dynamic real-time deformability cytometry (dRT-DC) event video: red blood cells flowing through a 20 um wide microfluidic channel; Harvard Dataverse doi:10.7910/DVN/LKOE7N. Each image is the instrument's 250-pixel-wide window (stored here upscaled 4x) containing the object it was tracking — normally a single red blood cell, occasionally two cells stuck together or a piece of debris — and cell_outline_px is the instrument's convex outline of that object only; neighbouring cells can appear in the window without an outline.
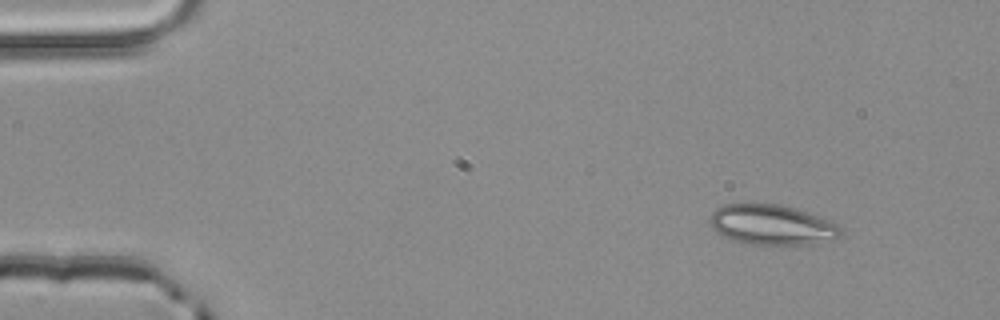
{"species": "common noctule bat (a hibernating species)", "species_latin": "Nyctalus noctula", "temperature_condition": "room temperature", "stored_images_in_passage": 2, "camera_frame_rate_fps": 3000, "um_per_image_px": 0.085, "animal": {"sex": "male", "body_mass_g": 20.4}, "frame": {"image": 1, "passage_image": 1, "time_ms": 0.0, "image_size_px": [1000, 320], "cell_outline_px": [[844, 232], [840, 236], [808, 244], [748, 244], [732, 240], [724, 236], [712, 228], [708, 220], [712, 212], [716, 208], [724, 204], [780, 204], [832, 220]], "centroid_in_image_um": [65.57, 19.1], "position_along_channel_um": 19.4, "area_um2": 30.35}}